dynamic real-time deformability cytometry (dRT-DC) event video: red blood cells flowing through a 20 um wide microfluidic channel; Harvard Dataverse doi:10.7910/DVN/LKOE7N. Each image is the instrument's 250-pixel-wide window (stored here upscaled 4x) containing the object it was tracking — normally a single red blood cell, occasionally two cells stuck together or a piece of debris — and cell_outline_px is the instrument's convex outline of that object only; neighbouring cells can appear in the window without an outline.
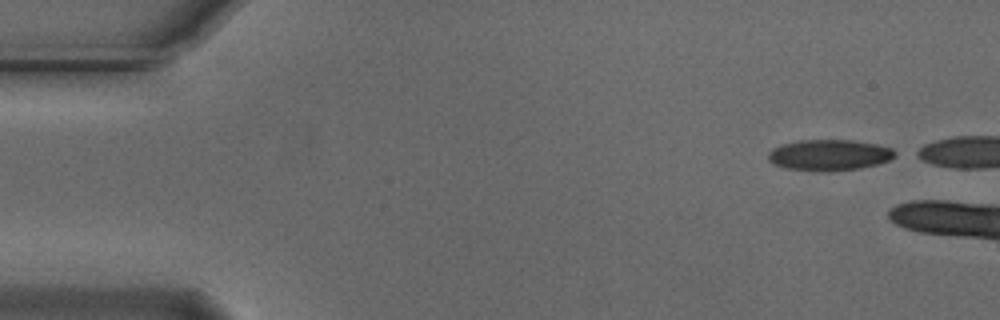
{"species": "Egyptian fruit bat (a non-hibernating species)", "species_latin": "Rousettus aegyptiacus", "temperature_condition": "cold", "stored_images_in_passage": 5, "camera_frame_rate_fps": 3000, "um_per_image_px": 0.085, "animal": {"sex": "male"}, "frame": {"image": 1, "passage_image": 1, "time_ms": 0.0, "image_size_px": [1000, 320], "cell_outline_px": [[900, 152], [896, 156], [888, 160], [876, 164], [860, 168], [828, 172], [788, 168], [776, 164], [768, 160], [768, 152], [772, 148], [784, 144], [800, 140], [852, 140], [876, 144], [892, 148]], "centroid_in_image_um": [70.53, 13.17], "position_along_channel_um": 14.5, "area_um2": 22.83}}